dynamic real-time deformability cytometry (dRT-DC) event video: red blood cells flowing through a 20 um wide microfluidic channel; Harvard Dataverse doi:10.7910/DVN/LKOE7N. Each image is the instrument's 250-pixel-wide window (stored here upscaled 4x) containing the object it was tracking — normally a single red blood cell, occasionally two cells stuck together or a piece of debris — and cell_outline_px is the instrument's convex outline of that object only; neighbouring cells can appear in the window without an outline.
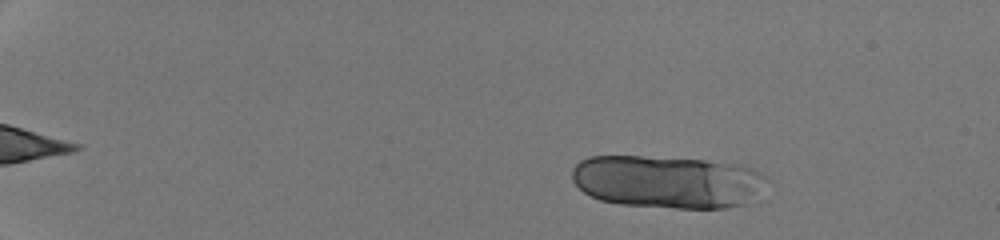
{"species": "human", "species_latin": "Homo sapiens", "temperature_condition": "room temperature", "stored_images_in_passage": 47, "segment_of_instrument_passage": [1, 2], "camera_frame_rate_fps": 3000, "um_per_image_px": 0.085, "donor": {"sex": "male"}, "frame": {"image": 1, "passage_image": 7, "time_ms": 2.0, "image_size_px": [1000, 240], "cell_outline_px": [[776, 184], [760, 200], [748, 204], [728, 208], [676, 208], [620, 204], [600, 200], [584, 192], [572, 180], [572, 168], [580, 160], [588, 156], [640, 156], [704, 160], [740, 164], [752, 168], [760, 172], [772, 180]], "centroid_in_image_um": [56.95, 15.46], "position_along_channel_um": 28.1, "area_um2": 61.79}}